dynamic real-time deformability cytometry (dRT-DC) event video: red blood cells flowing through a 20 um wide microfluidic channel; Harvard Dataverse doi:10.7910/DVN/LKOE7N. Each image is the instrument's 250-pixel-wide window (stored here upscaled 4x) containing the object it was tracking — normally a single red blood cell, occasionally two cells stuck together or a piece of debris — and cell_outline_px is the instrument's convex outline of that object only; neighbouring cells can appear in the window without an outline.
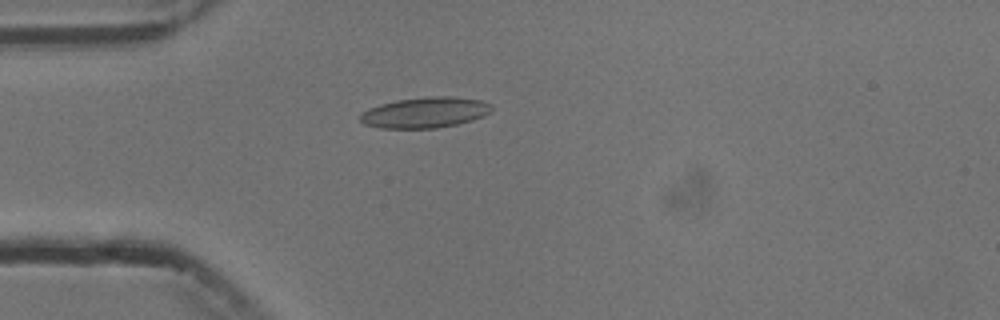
{"species": "common noctule bat (a hibernating species)", "species_latin": "Nyctalus noctula", "temperature_condition": "cold", "stored_images_in_passage": 6, "camera_frame_rate_fps": 3000, "um_per_image_px": 0.085, "animal": {"sex": "male", "body_mass_g": 13.3}, "frame": {"image": 1, "passage_image": 5, "time_ms": 4.667, "image_size_px": [1000, 320], "cell_outline_px": [[492, 108], [484, 116], [472, 120], [456, 124], [436, 128], [380, 128], [364, 124], [360, 120], [360, 112], [368, 108], [380, 104], [396, 100], [428, 96], [452, 96], [480, 100], [492, 104]], "centroid_in_image_um": [36.1, 9.55], "position_along_channel_um": 48.9, "area_um2": 23.58}}